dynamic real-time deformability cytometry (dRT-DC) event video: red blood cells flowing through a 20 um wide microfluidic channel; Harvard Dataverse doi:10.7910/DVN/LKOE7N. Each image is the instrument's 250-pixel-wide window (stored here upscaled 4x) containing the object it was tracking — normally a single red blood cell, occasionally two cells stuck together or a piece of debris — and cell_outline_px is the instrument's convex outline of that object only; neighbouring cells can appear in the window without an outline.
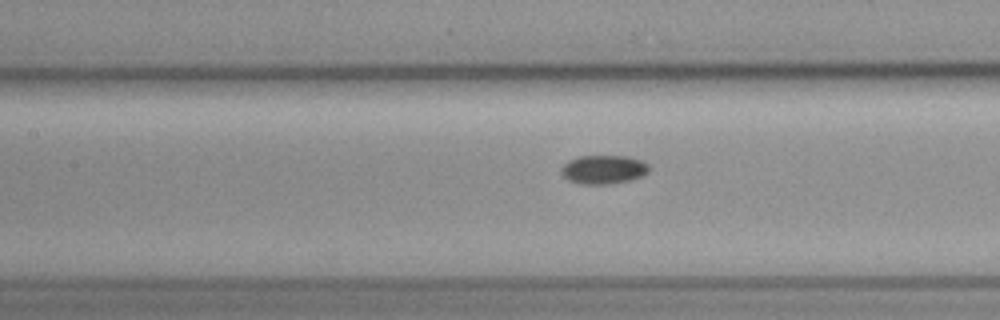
{"species": "common noctule bat (a hibernating species)", "species_latin": "Nyctalus noctula", "temperature_condition": "cold", "stored_images_in_passage": 24, "camera_frame_rate_fps": 3000, "um_per_image_px": 0.085, "animal": {"sex": "female", "body_mass_g": 19.3, "forearm_length_mm": 54.1}, "frame": {"image": 1, "passage_image": 21, "time_ms": 6.667, "image_size_px": [1000, 320], "cell_outline_px": [[648, 172], [644, 176], [632, 180], [608, 184], [580, 184], [568, 180], [560, 172], [560, 168], [568, 160], [576, 156], [628, 156], [640, 160], [648, 164]], "centroid_in_image_um": [51.28, 14.41], "position_along_channel_um": 156.1, "area_um2": 14.91}}